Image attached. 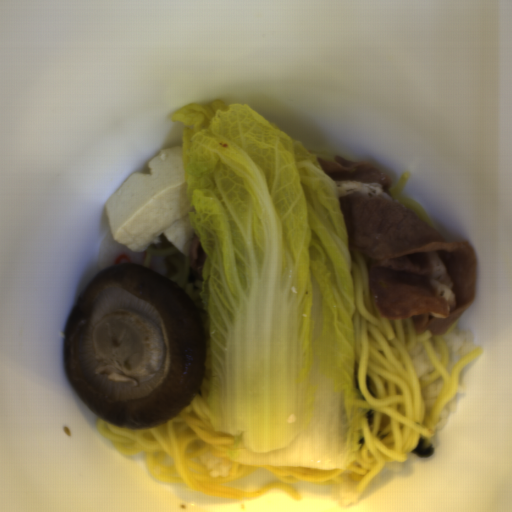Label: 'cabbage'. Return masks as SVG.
<instances>
[{
    "instance_id": "cabbage-1",
    "label": "cabbage",
    "mask_w": 512,
    "mask_h": 512,
    "mask_svg": "<svg viewBox=\"0 0 512 512\" xmlns=\"http://www.w3.org/2000/svg\"><path fill=\"white\" fill-rule=\"evenodd\" d=\"M188 220L207 256L209 425L247 466L350 467L369 405L355 386L351 256L318 156L247 104L187 103Z\"/></svg>"
}]
</instances>
